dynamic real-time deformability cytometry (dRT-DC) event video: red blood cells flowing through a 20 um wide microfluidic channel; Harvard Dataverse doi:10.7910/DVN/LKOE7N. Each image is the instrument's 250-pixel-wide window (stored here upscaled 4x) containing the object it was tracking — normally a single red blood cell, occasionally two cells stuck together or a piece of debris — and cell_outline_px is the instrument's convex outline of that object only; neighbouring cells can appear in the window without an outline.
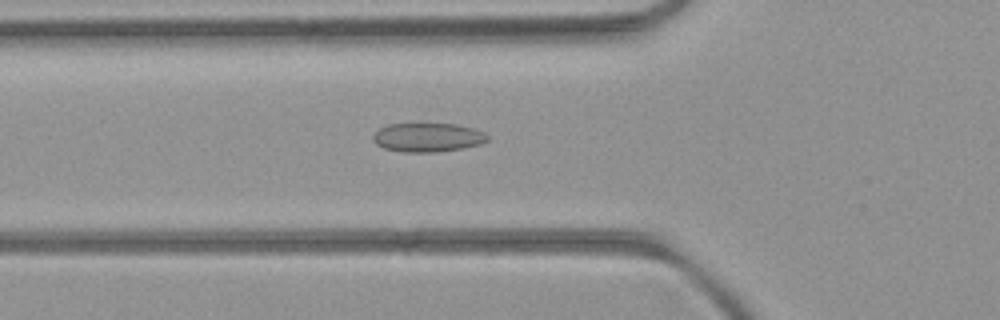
{"species": "common noctule bat (a hibernating species)", "species_latin": "Nyctalus noctula", "temperature_condition": "room temperature", "stored_images_in_passage": 53, "camera_frame_rate_fps": 3000, "um_per_image_px": 0.085, "animal": {"sex": "female", "body_mass_g": 21.9}, "frame": {"image": 1, "passage_image": 19, "time_ms": 6.0, "image_size_px": [1000, 320], "cell_outline_px": [[488, 140], [480, 144], [464, 148], [436, 152], [400, 152], [384, 148], [376, 144], [372, 140], [372, 136], [380, 128], [388, 124], [456, 124], [476, 128], [484, 132], [488, 136]], "centroid_in_image_um": [36.36, 11.68], "position_along_channel_um": 89.4, "area_um2": 19.42}}
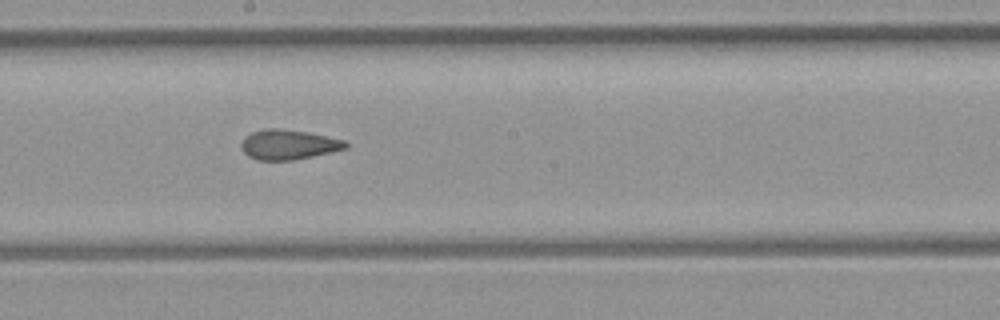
{"frame": {"image": 2, "passage_image": 29, "time_ms": 9.333, "image_size_px": [1000, 320], "cell_outline_px": [[348, 148], [332, 152], [292, 160], [256, 160], [248, 156], [244, 152], [240, 144], [244, 136], [252, 132], [264, 128], [276, 128], [308, 132], [344, 140], [348, 144]], "centroid_in_image_um": [24.5, 12.29], "position_along_channel_um": 223.7, "area_um2": 18.21}}
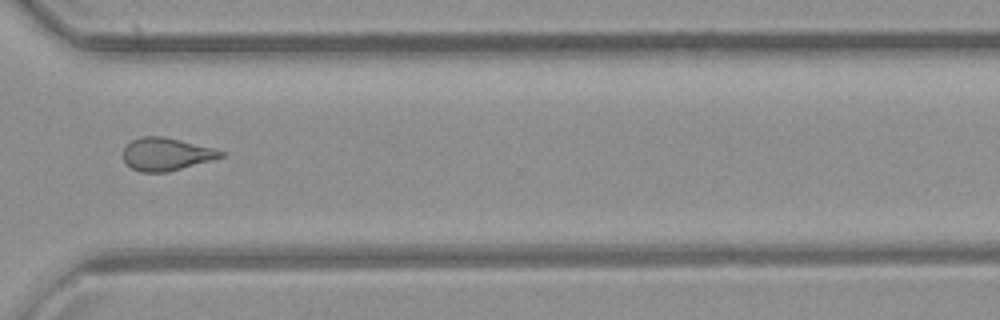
{"frame": {"image": 3, "passage_image": 39, "time_ms": 12.667, "image_size_px": [1000, 320], "cell_outline_px": [[224, 156], [212, 160], [168, 172], [140, 172], [132, 168], [124, 160], [124, 148], [132, 140], [144, 136], [164, 136], [212, 148], [224, 152]], "centroid_in_image_um": [14.13, 13.11], "position_along_channel_um": 356.5, "area_um2": 18.38}, "authors_computed_cell_mechanics": {"area_um2": 19.363, "velocity_mm_per_s": 3.9965, "shape_relaxation_time_tau1_ms": null, "shape_relaxation_time_tau2_ms": 1.8519, "deformation_change_tau1": null, "deformation_change_tau2": 0.09}}